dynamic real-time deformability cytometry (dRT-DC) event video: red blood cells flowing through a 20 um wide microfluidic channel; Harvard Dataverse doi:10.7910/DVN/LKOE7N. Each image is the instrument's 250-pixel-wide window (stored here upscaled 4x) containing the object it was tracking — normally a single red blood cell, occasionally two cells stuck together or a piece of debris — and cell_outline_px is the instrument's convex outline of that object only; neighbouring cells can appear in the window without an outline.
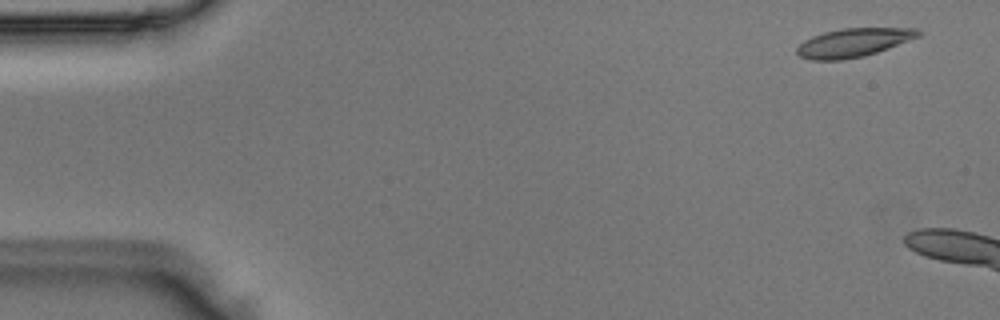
{"species": "Egyptian fruit bat (a non-hibernating species)", "species_latin": "Rousettus aegyptiacus", "temperature_condition": "room temperature", "stored_images_in_passage": 9, "camera_frame_rate_fps": 3000, "um_per_image_px": 0.085, "animal": {"sex": "male"}, "frame": {"image": 1, "passage_image": 3, "time_ms": 0.667, "image_size_px": [1000, 320], "cell_outline_px": [[924, 32], [920, 36], [888, 48], [864, 56], [840, 60], [812, 60], [800, 56], [796, 52], [796, 48], [804, 40], [812, 36], [824, 32], [840, 28], [916, 28]], "centroid_in_image_um": [72.55, 3.61], "position_along_channel_um": 12.5, "area_um2": 20.23}}